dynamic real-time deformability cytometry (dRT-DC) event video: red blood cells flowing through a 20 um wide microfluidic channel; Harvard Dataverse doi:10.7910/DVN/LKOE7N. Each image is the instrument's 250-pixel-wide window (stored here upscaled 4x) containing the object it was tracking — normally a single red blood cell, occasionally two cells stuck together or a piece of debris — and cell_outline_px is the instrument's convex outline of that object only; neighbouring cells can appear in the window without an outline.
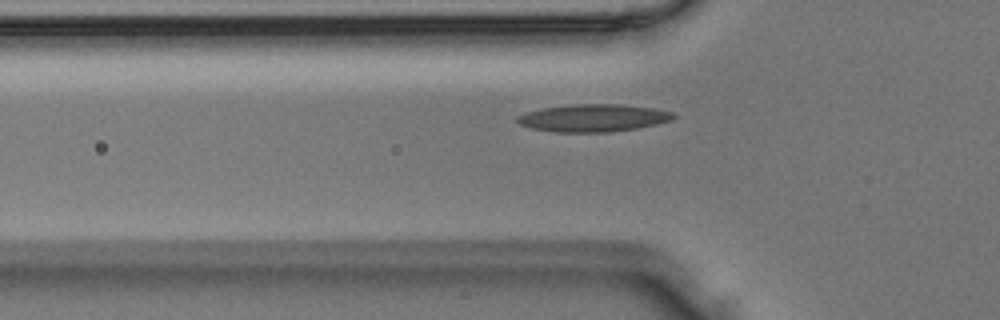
{"species": "Egyptian fruit bat (a non-hibernating species)", "species_latin": "Rousettus aegyptiacus", "temperature_condition": "room temperature", "stored_images_in_passage": 36, "camera_frame_rate_fps": 3000, "um_per_image_px": 0.085, "animal": {"sex": "male"}, "frame": {"image": 1, "passage_image": 7, "time_ms": 2.0, "image_size_px": [1000, 320], "cell_outline_px": [[676, 116], [672, 120], [656, 124], [636, 128], [612, 132], [556, 132], [532, 128], [520, 124], [516, 120], [516, 116], [540, 108], [572, 104], [620, 104], [652, 108], [672, 112]], "centroid_in_image_um": [50.42, 10.02], "position_along_channel_um": 75.4, "area_um2": 24.97}}
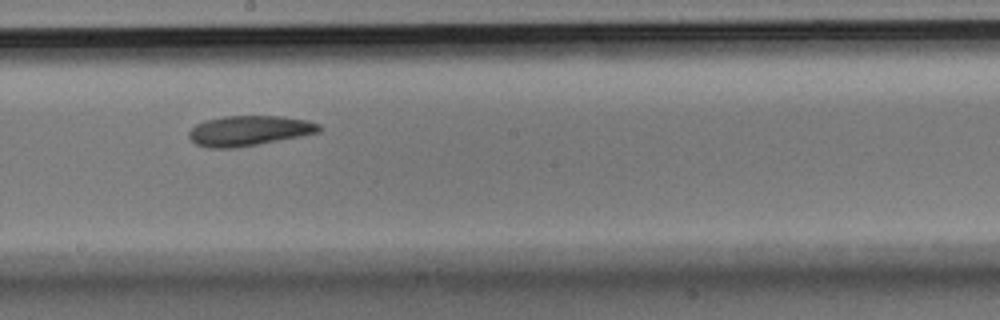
{"frame": {"image": 2, "passage_image": 18, "time_ms": 5.667, "image_size_px": [1000, 320], "cell_outline_px": [[320, 132], [300, 136], [236, 148], [208, 148], [196, 144], [188, 136], [188, 132], [196, 124], [208, 120], [224, 116], [284, 116], [308, 120], [320, 124]], "centroid_in_image_um": [21.17, 11.11], "position_along_channel_um": 227.0, "area_um2": 22.77}}
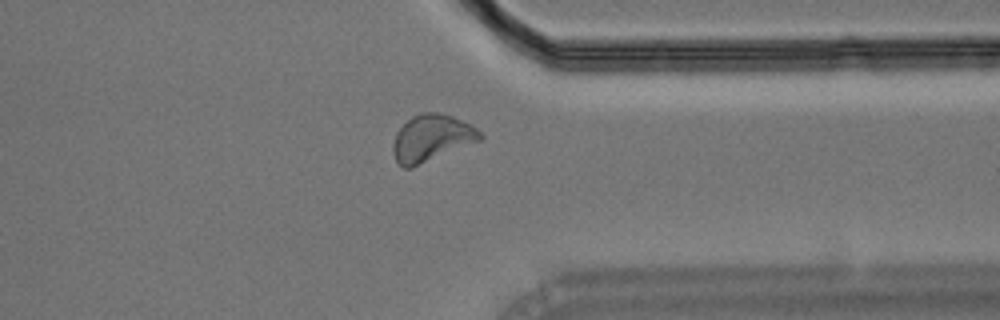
{"frame": {"image": 3, "passage_image": 29, "time_ms": 9.333, "image_size_px": [1000, 320], "cell_outline_px": [[484, 136], [480, 140], [412, 168], [404, 168], [396, 160], [392, 152], [392, 144], [396, 132], [412, 116], [420, 112], [436, 112], [452, 116], [472, 124]], "centroid_in_image_um": [36.67, 11.73], "position_along_channel_um": 374.7, "area_um2": 23.7}}